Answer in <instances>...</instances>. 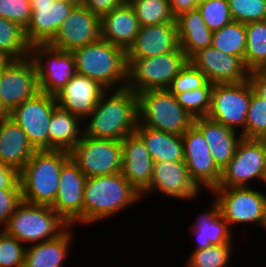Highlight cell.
<instances>
[{"instance_id":"6da1fadb","label":"cell","mask_w":266,"mask_h":267,"mask_svg":"<svg viewBox=\"0 0 266 267\" xmlns=\"http://www.w3.org/2000/svg\"><path fill=\"white\" fill-rule=\"evenodd\" d=\"M137 124V94L128 87L107 89L91 114L83 120V135L122 141L135 132Z\"/></svg>"},{"instance_id":"7a4b0ae2","label":"cell","mask_w":266,"mask_h":267,"mask_svg":"<svg viewBox=\"0 0 266 267\" xmlns=\"http://www.w3.org/2000/svg\"><path fill=\"white\" fill-rule=\"evenodd\" d=\"M142 201L138 192L120 173L87 177L83 189V226L91 227L121 215Z\"/></svg>"},{"instance_id":"3957f363","label":"cell","mask_w":266,"mask_h":267,"mask_svg":"<svg viewBox=\"0 0 266 267\" xmlns=\"http://www.w3.org/2000/svg\"><path fill=\"white\" fill-rule=\"evenodd\" d=\"M70 158L62 150H36L19 171L22 201L52 206L58 193L60 170Z\"/></svg>"},{"instance_id":"277c9868","label":"cell","mask_w":266,"mask_h":267,"mask_svg":"<svg viewBox=\"0 0 266 267\" xmlns=\"http://www.w3.org/2000/svg\"><path fill=\"white\" fill-rule=\"evenodd\" d=\"M77 74L97 81L107 89L126 87V51L106 40H99L71 51Z\"/></svg>"},{"instance_id":"5b68a950","label":"cell","mask_w":266,"mask_h":267,"mask_svg":"<svg viewBox=\"0 0 266 267\" xmlns=\"http://www.w3.org/2000/svg\"><path fill=\"white\" fill-rule=\"evenodd\" d=\"M69 226L51 206L21 201L2 230L29 246L54 239Z\"/></svg>"},{"instance_id":"8992f818","label":"cell","mask_w":266,"mask_h":267,"mask_svg":"<svg viewBox=\"0 0 266 267\" xmlns=\"http://www.w3.org/2000/svg\"><path fill=\"white\" fill-rule=\"evenodd\" d=\"M252 185V187H216L208 192L217 200L220 214L236 236L241 226V230H246L252 225L261 228L264 220L266 191L253 183Z\"/></svg>"},{"instance_id":"52a82bcc","label":"cell","mask_w":266,"mask_h":267,"mask_svg":"<svg viewBox=\"0 0 266 267\" xmlns=\"http://www.w3.org/2000/svg\"><path fill=\"white\" fill-rule=\"evenodd\" d=\"M138 124L156 130L182 135L193 125L194 118L177 102L168 89L139 92Z\"/></svg>"},{"instance_id":"ba28073f","label":"cell","mask_w":266,"mask_h":267,"mask_svg":"<svg viewBox=\"0 0 266 267\" xmlns=\"http://www.w3.org/2000/svg\"><path fill=\"white\" fill-rule=\"evenodd\" d=\"M188 62L189 59L180 47L176 51L154 57L126 59V87L136 94L153 89H167Z\"/></svg>"},{"instance_id":"9c48e42d","label":"cell","mask_w":266,"mask_h":267,"mask_svg":"<svg viewBox=\"0 0 266 267\" xmlns=\"http://www.w3.org/2000/svg\"><path fill=\"white\" fill-rule=\"evenodd\" d=\"M251 95L252 85L249 80L240 83L214 84L207 118L232 128L245 138L246 114Z\"/></svg>"},{"instance_id":"30bf717a","label":"cell","mask_w":266,"mask_h":267,"mask_svg":"<svg viewBox=\"0 0 266 267\" xmlns=\"http://www.w3.org/2000/svg\"><path fill=\"white\" fill-rule=\"evenodd\" d=\"M86 177L120 173L122 169L121 141L91 138L83 135L69 152Z\"/></svg>"},{"instance_id":"8fae6325","label":"cell","mask_w":266,"mask_h":267,"mask_svg":"<svg viewBox=\"0 0 266 267\" xmlns=\"http://www.w3.org/2000/svg\"><path fill=\"white\" fill-rule=\"evenodd\" d=\"M266 165V139L243 138L235 154L222 169L217 187H252L261 181Z\"/></svg>"},{"instance_id":"7c38bea8","label":"cell","mask_w":266,"mask_h":267,"mask_svg":"<svg viewBox=\"0 0 266 267\" xmlns=\"http://www.w3.org/2000/svg\"><path fill=\"white\" fill-rule=\"evenodd\" d=\"M38 92L37 68L30 56L20 60L3 58L0 78V115H7Z\"/></svg>"},{"instance_id":"4fadbf2b","label":"cell","mask_w":266,"mask_h":267,"mask_svg":"<svg viewBox=\"0 0 266 267\" xmlns=\"http://www.w3.org/2000/svg\"><path fill=\"white\" fill-rule=\"evenodd\" d=\"M203 191L191 179L184 161H162L154 163L149 187L141 194L142 202L150 195L161 194L165 199L196 203ZM156 194V195H153ZM148 196V197H147Z\"/></svg>"},{"instance_id":"5bb4252c","label":"cell","mask_w":266,"mask_h":267,"mask_svg":"<svg viewBox=\"0 0 266 267\" xmlns=\"http://www.w3.org/2000/svg\"><path fill=\"white\" fill-rule=\"evenodd\" d=\"M30 57L37 68L39 91L55 95L77 73L71 51L52 47L49 44L31 46Z\"/></svg>"},{"instance_id":"9a60e30c","label":"cell","mask_w":266,"mask_h":267,"mask_svg":"<svg viewBox=\"0 0 266 267\" xmlns=\"http://www.w3.org/2000/svg\"><path fill=\"white\" fill-rule=\"evenodd\" d=\"M56 106L54 95L39 91L7 115L22 128L35 150H48V123Z\"/></svg>"},{"instance_id":"2e32d148","label":"cell","mask_w":266,"mask_h":267,"mask_svg":"<svg viewBox=\"0 0 266 267\" xmlns=\"http://www.w3.org/2000/svg\"><path fill=\"white\" fill-rule=\"evenodd\" d=\"M184 162L191 179L202 191H211L219 184L222 170L216 165L206 139L193 124L182 135Z\"/></svg>"},{"instance_id":"e0dca14e","label":"cell","mask_w":266,"mask_h":267,"mask_svg":"<svg viewBox=\"0 0 266 267\" xmlns=\"http://www.w3.org/2000/svg\"><path fill=\"white\" fill-rule=\"evenodd\" d=\"M86 178L71 158L60 170L58 193L51 207L70 226H83V189Z\"/></svg>"},{"instance_id":"ac0fdd59","label":"cell","mask_w":266,"mask_h":267,"mask_svg":"<svg viewBox=\"0 0 266 267\" xmlns=\"http://www.w3.org/2000/svg\"><path fill=\"white\" fill-rule=\"evenodd\" d=\"M101 38V18L78 3L48 43L54 48L72 51Z\"/></svg>"},{"instance_id":"d6986e66","label":"cell","mask_w":266,"mask_h":267,"mask_svg":"<svg viewBox=\"0 0 266 267\" xmlns=\"http://www.w3.org/2000/svg\"><path fill=\"white\" fill-rule=\"evenodd\" d=\"M31 17L24 29L28 43L48 44L59 27L79 2H54L53 0H30Z\"/></svg>"},{"instance_id":"ffe728a7","label":"cell","mask_w":266,"mask_h":267,"mask_svg":"<svg viewBox=\"0 0 266 267\" xmlns=\"http://www.w3.org/2000/svg\"><path fill=\"white\" fill-rule=\"evenodd\" d=\"M189 62L212 84L240 83L249 79L250 71L240 57L225 54L212 46L195 53Z\"/></svg>"},{"instance_id":"44dd1931","label":"cell","mask_w":266,"mask_h":267,"mask_svg":"<svg viewBox=\"0 0 266 267\" xmlns=\"http://www.w3.org/2000/svg\"><path fill=\"white\" fill-rule=\"evenodd\" d=\"M209 207L202 210L194 218L193 222H190V227L187 228L193 242V250L205 249L210 245H220L225 243H232L237 236L231 231L227 221L220 214V209L217 200L214 196Z\"/></svg>"},{"instance_id":"7402d4cb","label":"cell","mask_w":266,"mask_h":267,"mask_svg":"<svg viewBox=\"0 0 266 267\" xmlns=\"http://www.w3.org/2000/svg\"><path fill=\"white\" fill-rule=\"evenodd\" d=\"M105 90L97 81L76 73L54 96L58 107L84 120L94 110Z\"/></svg>"},{"instance_id":"603a6c76","label":"cell","mask_w":266,"mask_h":267,"mask_svg":"<svg viewBox=\"0 0 266 267\" xmlns=\"http://www.w3.org/2000/svg\"><path fill=\"white\" fill-rule=\"evenodd\" d=\"M121 174L141 194L149 187L154 162L143 140L134 132L121 141Z\"/></svg>"},{"instance_id":"cb8c5ba5","label":"cell","mask_w":266,"mask_h":267,"mask_svg":"<svg viewBox=\"0 0 266 267\" xmlns=\"http://www.w3.org/2000/svg\"><path fill=\"white\" fill-rule=\"evenodd\" d=\"M179 48L176 23L140 27L134 43L126 51V59L149 58Z\"/></svg>"},{"instance_id":"d4e9b609","label":"cell","mask_w":266,"mask_h":267,"mask_svg":"<svg viewBox=\"0 0 266 267\" xmlns=\"http://www.w3.org/2000/svg\"><path fill=\"white\" fill-rule=\"evenodd\" d=\"M75 231L76 227L69 226L54 239L26 246L24 267H63L71 255Z\"/></svg>"},{"instance_id":"484cf974","label":"cell","mask_w":266,"mask_h":267,"mask_svg":"<svg viewBox=\"0 0 266 267\" xmlns=\"http://www.w3.org/2000/svg\"><path fill=\"white\" fill-rule=\"evenodd\" d=\"M193 124L202 132L214 162L222 170L233 158L242 134L207 117L195 118Z\"/></svg>"},{"instance_id":"4316f807","label":"cell","mask_w":266,"mask_h":267,"mask_svg":"<svg viewBox=\"0 0 266 267\" xmlns=\"http://www.w3.org/2000/svg\"><path fill=\"white\" fill-rule=\"evenodd\" d=\"M36 150L22 128L8 115H0V161L20 171Z\"/></svg>"},{"instance_id":"83f0119b","label":"cell","mask_w":266,"mask_h":267,"mask_svg":"<svg viewBox=\"0 0 266 267\" xmlns=\"http://www.w3.org/2000/svg\"><path fill=\"white\" fill-rule=\"evenodd\" d=\"M140 27L137 16L127 1L101 18V38L127 51L134 43Z\"/></svg>"},{"instance_id":"f1b7e54d","label":"cell","mask_w":266,"mask_h":267,"mask_svg":"<svg viewBox=\"0 0 266 267\" xmlns=\"http://www.w3.org/2000/svg\"><path fill=\"white\" fill-rule=\"evenodd\" d=\"M175 21L179 47L188 59L198 51L212 46L213 31L208 28L197 8L181 14Z\"/></svg>"},{"instance_id":"f546056e","label":"cell","mask_w":266,"mask_h":267,"mask_svg":"<svg viewBox=\"0 0 266 267\" xmlns=\"http://www.w3.org/2000/svg\"><path fill=\"white\" fill-rule=\"evenodd\" d=\"M83 136V120L56 106L48 123V150L70 152Z\"/></svg>"},{"instance_id":"4dcf8cb0","label":"cell","mask_w":266,"mask_h":267,"mask_svg":"<svg viewBox=\"0 0 266 267\" xmlns=\"http://www.w3.org/2000/svg\"><path fill=\"white\" fill-rule=\"evenodd\" d=\"M135 133L143 140L154 163L184 161L181 135L167 133L143 125H137Z\"/></svg>"},{"instance_id":"1f68e13d","label":"cell","mask_w":266,"mask_h":267,"mask_svg":"<svg viewBox=\"0 0 266 267\" xmlns=\"http://www.w3.org/2000/svg\"><path fill=\"white\" fill-rule=\"evenodd\" d=\"M30 51L24 28L0 17V58L20 60L29 57Z\"/></svg>"},{"instance_id":"d6a6232c","label":"cell","mask_w":266,"mask_h":267,"mask_svg":"<svg viewBox=\"0 0 266 267\" xmlns=\"http://www.w3.org/2000/svg\"><path fill=\"white\" fill-rule=\"evenodd\" d=\"M244 64L249 71L266 70V20L245 24Z\"/></svg>"},{"instance_id":"836d02e7","label":"cell","mask_w":266,"mask_h":267,"mask_svg":"<svg viewBox=\"0 0 266 267\" xmlns=\"http://www.w3.org/2000/svg\"><path fill=\"white\" fill-rule=\"evenodd\" d=\"M237 239L232 243H225L220 245H210L205 249L191 251L185 261L186 267H231L233 255L240 242ZM235 250V251H234ZM184 266V267H185Z\"/></svg>"},{"instance_id":"e575fe53","label":"cell","mask_w":266,"mask_h":267,"mask_svg":"<svg viewBox=\"0 0 266 267\" xmlns=\"http://www.w3.org/2000/svg\"><path fill=\"white\" fill-rule=\"evenodd\" d=\"M212 47L225 54L238 56L244 61L246 50L245 24L232 21L221 29L213 31Z\"/></svg>"},{"instance_id":"d590c367","label":"cell","mask_w":266,"mask_h":267,"mask_svg":"<svg viewBox=\"0 0 266 267\" xmlns=\"http://www.w3.org/2000/svg\"><path fill=\"white\" fill-rule=\"evenodd\" d=\"M141 27L162 23H176L169 0H127Z\"/></svg>"},{"instance_id":"8d00e7d4","label":"cell","mask_w":266,"mask_h":267,"mask_svg":"<svg viewBox=\"0 0 266 267\" xmlns=\"http://www.w3.org/2000/svg\"><path fill=\"white\" fill-rule=\"evenodd\" d=\"M213 85L214 84L211 82H208L202 88H196L195 90L184 91L174 95L177 102L194 119L207 117L211 107V92Z\"/></svg>"},{"instance_id":"74e56055","label":"cell","mask_w":266,"mask_h":267,"mask_svg":"<svg viewBox=\"0 0 266 267\" xmlns=\"http://www.w3.org/2000/svg\"><path fill=\"white\" fill-rule=\"evenodd\" d=\"M245 138L266 139V100L258 96L253 87L246 114Z\"/></svg>"},{"instance_id":"f35d334b","label":"cell","mask_w":266,"mask_h":267,"mask_svg":"<svg viewBox=\"0 0 266 267\" xmlns=\"http://www.w3.org/2000/svg\"><path fill=\"white\" fill-rule=\"evenodd\" d=\"M197 9L211 31L219 30L233 21L227 0H201Z\"/></svg>"},{"instance_id":"ab89813d","label":"cell","mask_w":266,"mask_h":267,"mask_svg":"<svg viewBox=\"0 0 266 267\" xmlns=\"http://www.w3.org/2000/svg\"><path fill=\"white\" fill-rule=\"evenodd\" d=\"M233 21L249 23L266 20V0H227Z\"/></svg>"},{"instance_id":"60d3db41","label":"cell","mask_w":266,"mask_h":267,"mask_svg":"<svg viewBox=\"0 0 266 267\" xmlns=\"http://www.w3.org/2000/svg\"><path fill=\"white\" fill-rule=\"evenodd\" d=\"M26 246L0 230V267H24Z\"/></svg>"},{"instance_id":"b9f144b4","label":"cell","mask_w":266,"mask_h":267,"mask_svg":"<svg viewBox=\"0 0 266 267\" xmlns=\"http://www.w3.org/2000/svg\"><path fill=\"white\" fill-rule=\"evenodd\" d=\"M209 81L206 76L190 62L178 73L168 86L172 94H179L184 91L195 90L204 87Z\"/></svg>"},{"instance_id":"7bdbcfd3","label":"cell","mask_w":266,"mask_h":267,"mask_svg":"<svg viewBox=\"0 0 266 267\" xmlns=\"http://www.w3.org/2000/svg\"><path fill=\"white\" fill-rule=\"evenodd\" d=\"M32 9L30 0H0V17L27 27Z\"/></svg>"},{"instance_id":"ee69618b","label":"cell","mask_w":266,"mask_h":267,"mask_svg":"<svg viewBox=\"0 0 266 267\" xmlns=\"http://www.w3.org/2000/svg\"><path fill=\"white\" fill-rule=\"evenodd\" d=\"M22 201L21 189H0V230Z\"/></svg>"},{"instance_id":"f6af8a7d","label":"cell","mask_w":266,"mask_h":267,"mask_svg":"<svg viewBox=\"0 0 266 267\" xmlns=\"http://www.w3.org/2000/svg\"><path fill=\"white\" fill-rule=\"evenodd\" d=\"M126 2L127 0H79V3L100 18Z\"/></svg>"},{"instance_id":"bcb514c9","label":"cell","mask_w":266,"mask_h":267,"mask_svg":"<svg viewBox=\"0 0 266 267\" xmlns=\"http://www.w3.org/2000/svg\"><path fill=\"white\" fill-rule=\"evenodd\" d=\"M0 189H21L19 171L0 161Z\"/></svg>"},{"instance_id":"7dc6e473","label":"cell","mask_w":266,"mask_h":267,"mask_svg":"<svg viewBox=\"0 0 266 267\" xmlns=\"http://www.w3.org/2000/svg\"><path fill=\"white\" fill-rule=\"evenodd\" d=\"M254 92L266 100V70H253L249 72L248 79Z\"/></svg>"},{"instance_id":"c3c4849f","label":"cell","mask_w":266,"mask_h":267,"mask_svg":"<svg viewBox=\"0 0 266 267\" xmlns=\"http://www.w3.org/2000/svg\"><path fill=\"white\" fill-rule=\"evenodd\" d=\"M201 0H169L173 17L176 19L181 14L196 9Z\"/></svg>"},{"instance_id":"681fc988","label":"cell","mask_w":266,"mask_h":267,"mask_svg":"<svg viewBox=\"0 0 266 267\" xmlns=\"http://www.w3.org/2000/svg\"><path fill=\"white\" fill-rule=\"evenodd\" d=\"M260 183H261L260 186L264 185L263 187H265V190H266V165H265V168L263 170V175H262Z\"/></svg>"},{"instance_id":"f907efd6","label":"cell","mask_w":266,"mask_h":267,"mask_svg":"<svg viewBox=\"0 0 266 267\" xmlns=\"http://www.w3.org/2000/svg\"><path fill=\"white\" fill-rule=\"evenodd\" d=\"M261 227H262L261 229H263V230L266 231V211H265L264 220H263V223H262V226Z\"/></svg>"},{"instance_id":"816d5d0a","label":"cell","mask_w":266,"mask_h":267,"mask_svg":"<svg viewBox=\"0 0 266 267\" xmlns=\"http://www.w3.org/2000/svg\"><path fill=\"white\" fill-rule=\"evenodd\" d=\"M2 70H3V58H0V78L2 75Z\"/></svg>"},{"instance_id":"f5cc1de1","label":"cell","mask_w":266,"mask_h":267,"mask_svg":"<svg viewBox=\"0 0 266 267\" xmlns=\"http://www.w3.org/2000/svg\"><path fill=\"white\" fill-rule=\"evenodd\" d=\"M54 2H60V1H65V2H79V0H53Z\"/></svg>"}]
</instances>
